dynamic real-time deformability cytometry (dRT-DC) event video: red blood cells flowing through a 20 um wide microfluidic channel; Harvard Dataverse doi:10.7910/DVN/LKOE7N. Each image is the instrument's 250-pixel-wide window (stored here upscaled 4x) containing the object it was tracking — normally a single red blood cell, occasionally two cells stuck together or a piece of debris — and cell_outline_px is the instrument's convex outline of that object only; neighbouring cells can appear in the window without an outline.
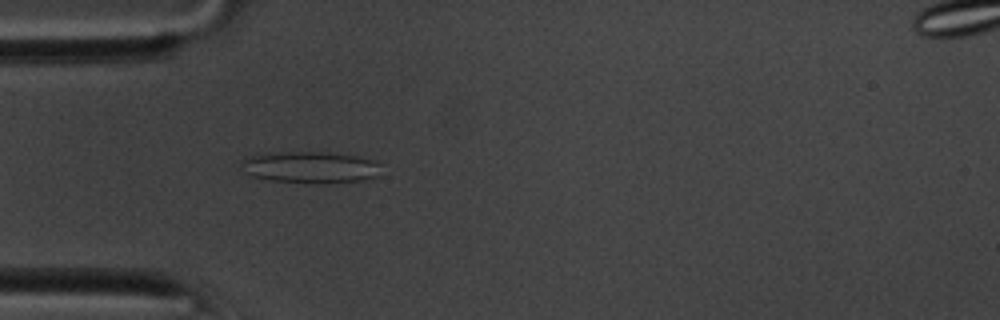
{"species": "common noctule bat (a hibernating species)", "species_latin": "Nyctalus noctula", "temperature_condition": "room temperature", "stored_images_in_passage": 46, "camera_frame_rate_fps": 3000, "um_per_image_px": 0.085, "animal": {"sex": "male", "body_mass_g": 20.1, "forearm_length_mm": 53.5}, "frame": {"image": 1, "passage_image": 8, "time_ms": 2.333, "image_size_px": [1000, 320], "cell_outline_px": [[384, 164], [376, 176], [360, 180], [320, 184], [316, 184], [272, 180], [252, 176], [240, 164], [240, 160], [252, 156], [280, 152], [328, 152], [356, 156], [376, 160]], "centroid_in_image_um": [26.46, 14.22], "position_along_channel_um": 58.5, "area_um2": 25.72}}
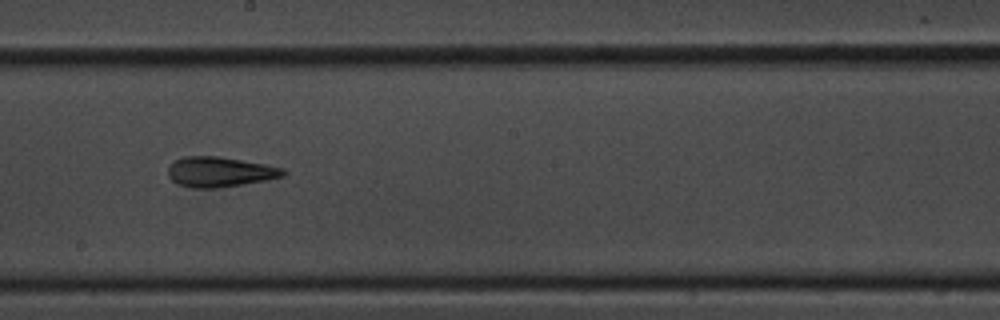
{"frame": {"image": 2, "passage_image": 22, "time_ms": 7.0, "image_size_px": [1000, 320], "cell_outline_px": [[288, 172], [284, 176], [264, 180], [216, 188], [192, 188], [176, 184], [168, 176], [168, 168], [176, 160], [184, 156], [216, 156], [264, 164], [284, 168]], "centroid_in_image_um": [18.66, 14.61], "position_along_channel_um": 229.5, "area_um2": 20.0}}
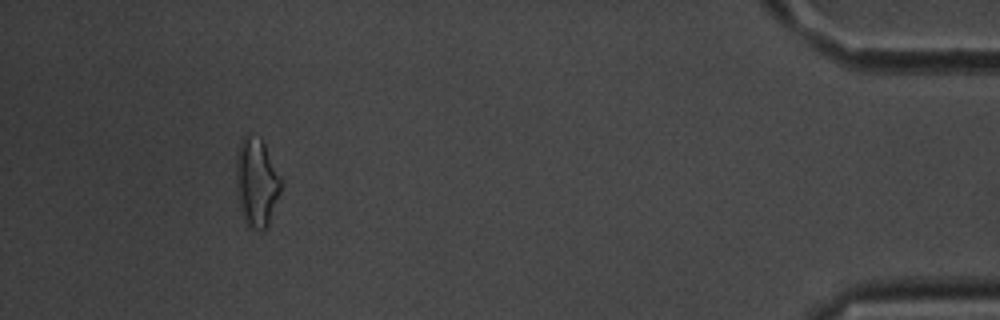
{"frame": {"image": 3, "passage_image": 42, "time_ms": 13.667, "image_size_px": [1000, 320], "cell_outline_px": [[284, 184], [268, 224], [264, 232], [248, 228], [244, 220], [240, 208], [236, 188], [236, 152], [240, 140], [248, 132], [260, 136], [284, 180]], "centroid_in_image_um": [21.82, 15.47], "position_along_channel_um": 413.4, "area_um2": 24.04}, "authors_computed_cell_mechanics": {"area_um2": 20.1433, "velocity_mm_per_s": 3.7163, "shape_relaxation_time_tau1_ms": 9.8593, "shape_relaxation_time_tau2_ms": 2.0767, "deformation_change_tau1": 0.2118, "deformation_change_tau2": 0.1307}}